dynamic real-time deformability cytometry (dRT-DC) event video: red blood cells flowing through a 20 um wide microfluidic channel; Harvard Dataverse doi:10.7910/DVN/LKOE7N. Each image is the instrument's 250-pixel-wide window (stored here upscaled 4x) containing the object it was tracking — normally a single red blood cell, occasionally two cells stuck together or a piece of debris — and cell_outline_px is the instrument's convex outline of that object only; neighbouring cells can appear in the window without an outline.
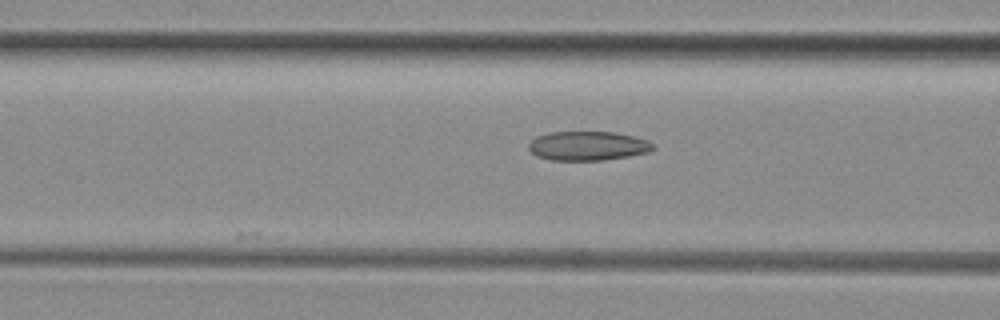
{"species": "common noctule bat (a hibernating species)", "species_latin": "Nyctalus noctula", "temperature_condition": "room temperature", "stored_images_in_passage": 6, "camera_frame_rate_fps": 3000, "um_per_image_px": 0.085, "animal": {"sex": "female", "body_mass_g": 29.2, "forearm_length_mm": 56.3}, "frame": {"image": 1, "passage_image": 6, "time_ms": 5.333, "image_size_px": [1000, 320], "cell_outline_px": [[656, 148], [648, 152], [628, 156], [604, 160], [552, 160], [536, 156], [528, 148], [528, 144], [536, 136], [548, 132], [612, 132], [632, 136], [644, 140], [652, 144]], "centroid_in_image_um": [49.91, 12.4], "position_along_channel_um": 116.7, "area_um2": 20.98}}